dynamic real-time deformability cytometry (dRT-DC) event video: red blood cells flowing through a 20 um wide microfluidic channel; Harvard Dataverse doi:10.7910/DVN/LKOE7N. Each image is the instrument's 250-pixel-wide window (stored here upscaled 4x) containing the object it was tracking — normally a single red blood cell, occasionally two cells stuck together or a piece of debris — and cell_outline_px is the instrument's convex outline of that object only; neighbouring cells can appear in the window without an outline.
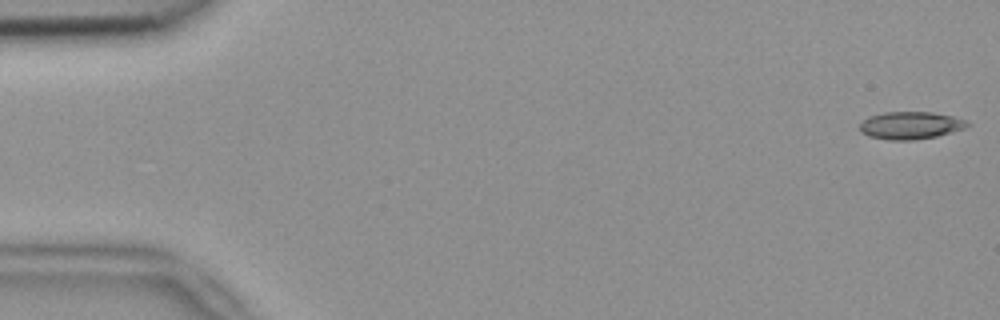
{"species": "common noctule bat (a hibernating species)", "species_latin": "Nyctalus noctula", "temperature_condition": "room temperature", "stored_images_in_passage": 53, "camera_frame_rate_fps": 3000, "um_per_image_px": 0.085, "animal": {"sex": "female", "body_mass_g": 18.4}, "frame": {"image": 1, "passage_image": 1, "time_ms": 0.0, "image_size_px": [1000, 320], "cell_outline_px": [[972, 124], [964, 128], [952, 132], [936, 136], [916, 140], [888, 140], [868, 136], [860, 132], [860, 124], [868, 116], [884, 112], [932, 112], [952, 116], [968, 120]], "centroid_in_image_um": [77.4, 10.66], "position_along_channel_um": 7.6, "area_um2": 17.4}}
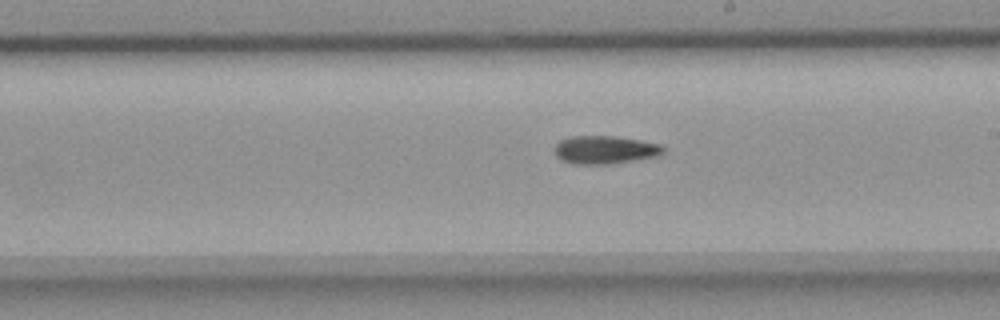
{"frame": {"image": 2, "passage_image": 30, "time_ms": 9.667, "image_size_px": [1000, 320], "cell_outline_px": [[664, 152], [660, 156], [612, 164], [572, 164], [560, 160], [556, 156], [552, 148], [560, 140], [572, 136], [616, 136], [640, 140], [660, 144], [664, 148]], "centroid_in_image_um": [51.4, 12.74], "position_along_channel_um": 237.6, "area_um2": 18.15}}
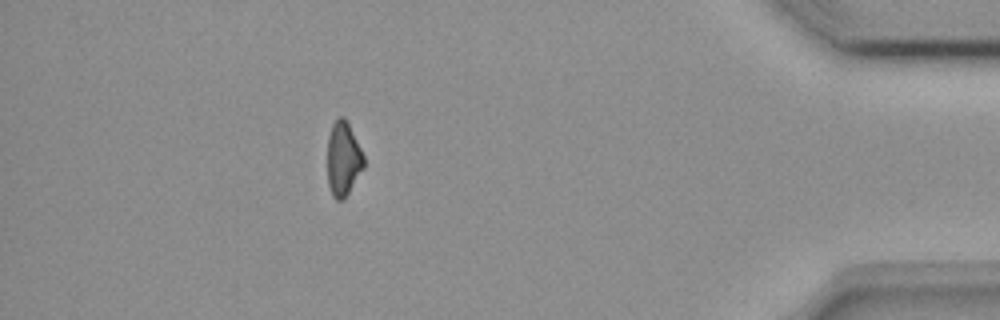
{"frame": {"image": 3, "passage_image": 47, "time_ms": 15.333, "image_size_px": [1000, 320], "cell_outline_px": [[364, 168], [344, 200], [336, 200], [332, 196], [328, 184], [328, 136], [332, 124], [340, 116], [344, 116], [364, 156]], "centroid_in_image_um": [29.17, 13.54], "position_along_channel_um": 406.0, "area_um2": 15.66}}